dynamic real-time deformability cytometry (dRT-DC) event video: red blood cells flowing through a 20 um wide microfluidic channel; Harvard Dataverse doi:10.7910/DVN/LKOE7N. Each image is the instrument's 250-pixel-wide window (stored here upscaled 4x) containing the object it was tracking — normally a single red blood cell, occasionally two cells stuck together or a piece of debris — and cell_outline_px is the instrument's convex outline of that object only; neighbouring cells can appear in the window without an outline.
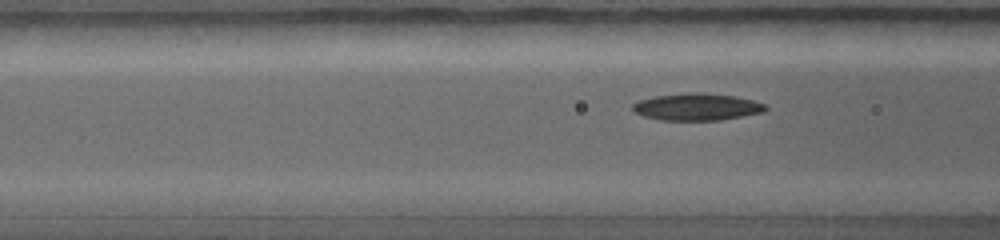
{"species": "common noctule bat (a hibernating species)", "species_latin": "Nyctalus noctula", "temperature_condition": "warm", "stored_images_in_passage": 12, "camera_frame_rate_fps": 5000, "um_per_image_px": 0.085, "animal": {"sex": "female", "body_mass_g": 19.0, "forearm_length_mm": 56.7}, "frame": {"image": 1, "passage_image": 6, "time_ms": 1.6, "image_size_px": [1000, 240], "cell_outline_px": [[768, 108], [764, 112], [720, 120], [660, 120], [644, 116], [632, 112], [632, 104], [640, 100], [656, 96], [684, 92], [692, 92], [732, 96], [752, 100], [764, 104]], "centroid_in_image_um": [59.19, 9.09], "position_along_channel_um": 107.4, "area_um2": 20.81}}
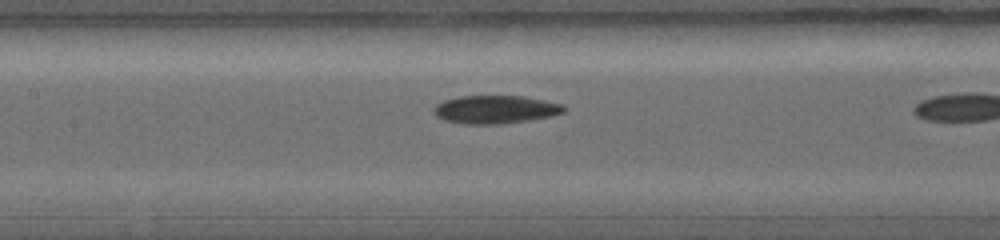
{"frame": {"image": 2, "passage_image": 9, "time_ms": 2.6, "image_size_px": [1000, 240], "cell_outline_px": [[568, 108], [564, 112], [552, 116], [528, 120], [500, 124], [464, 124], [444, 120], [436, 116], [432, 112], [432, 108], [436, 104], [444, 100], [460, 96], [524, 96], [564, 104]], "centroid_in_image_um": [42.11, 9.3], "position_along_channel_um": 165.3, "area_um2": 21.56}}